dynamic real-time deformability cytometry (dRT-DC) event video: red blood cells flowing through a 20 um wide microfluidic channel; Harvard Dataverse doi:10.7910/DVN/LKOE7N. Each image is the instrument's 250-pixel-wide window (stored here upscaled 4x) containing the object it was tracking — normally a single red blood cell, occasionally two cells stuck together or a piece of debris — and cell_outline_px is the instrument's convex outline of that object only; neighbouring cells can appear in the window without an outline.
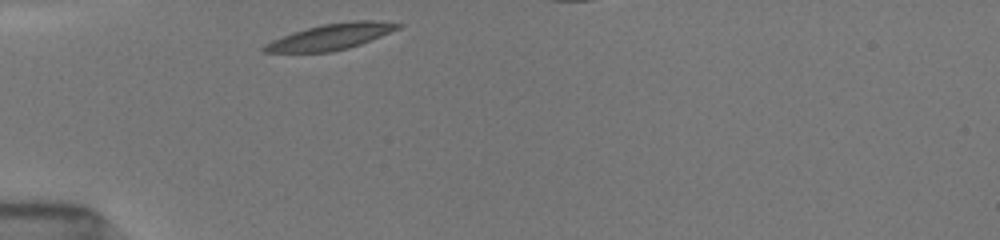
{"species": "common noctule bat (a hibernating species)", "species_latin": "Nyctalus noctula", "temperature_condition": "room temperature", "stored_images_in_passage": 18, "camera_frame_rate_fps": 3000, "um_per_image_px": 0.085, "animal": {"sex": "female", "body_mass_g": 19.5, "forearm_length_mm": 54.1}, "frame": {"image": 1, "passage_image": 1, "time_ms": 0.0, "image_size_px": [1000, 240], "cell_outline_px": [[404, 24], [400, 28], [360, 44], [348, 48], [332, 52], [264, 52], [260, 48], [264, 44], [272, 40], [292, 32], [320, 24], [352, 20], [372, 20]], "centroid_in_image_um": [28.09, 3.11], "position_along_channel_um": 56.9, "area_um2": 20.23}}
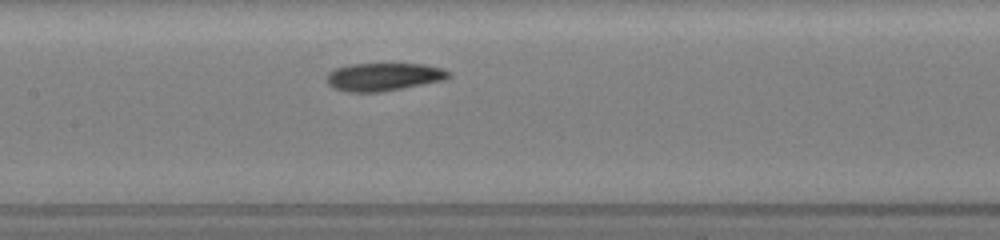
{"frame": {"image": 2, "passage_image": 7, "time_ms": 3.333, "image_size_px": [1000, 240], "cell_outline_px": [[452, 76], [440, 80], [380, 92], [348, 92], [332, 88], [328, 84], [324, 76], [328, 72], [336, 68], [352, 64], [424, 64], [440, 68], [448, 72]], "centroid_in_image_um": [32.5, 6.53], "position_along_channel_um": 174.9, "area_um2": 19.59}}
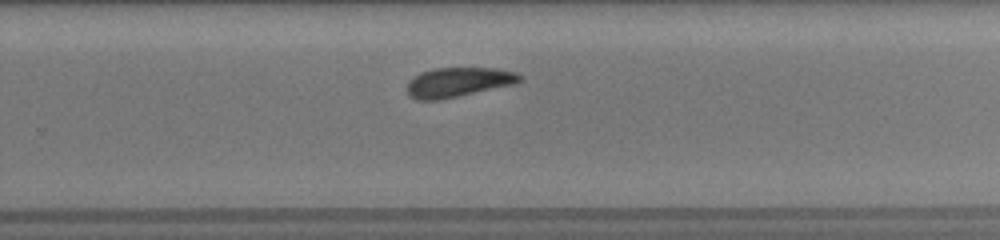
{"frame": {"image": 3, "passage_image": 17, "time_ms": 6.333, "image_size_px": [1000, 240], "cell_outline_px": [[520, 80], [516, 84], [436, 100], [416, 100], [408, 96], [404, 88], [408, 80], [420, 72], [432, 68], [496, 68], [516, 72], [520, 76]], "centroid_in_image_um": [38.86, 6.98], "position_along_channel_um": 290.9, "area_um2": 19.54}}